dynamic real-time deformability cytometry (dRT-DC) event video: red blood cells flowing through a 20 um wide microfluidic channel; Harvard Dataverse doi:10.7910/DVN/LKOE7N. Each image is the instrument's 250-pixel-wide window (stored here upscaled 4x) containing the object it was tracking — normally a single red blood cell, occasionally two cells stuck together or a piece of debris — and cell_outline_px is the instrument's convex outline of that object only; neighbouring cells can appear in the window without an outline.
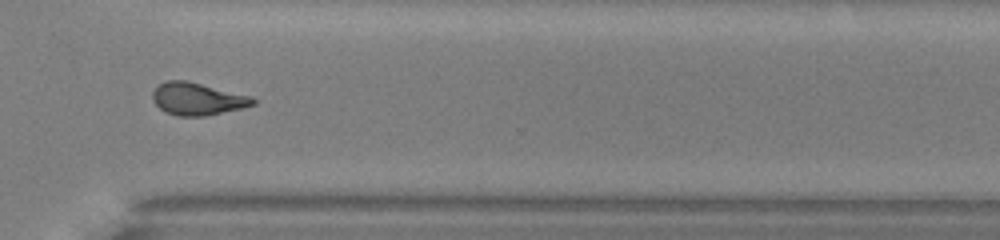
{"species": "common noctule bat (a hibernating species)", "species_latin": "Nyctalus noctula", "temperature_condition": "warm", "stored_images_in_passage": 49, "camera_frame_rate_fps": 3000, "um_per_image_px": 0.085, "animal": {"sex": "male", "body_mass_g": 13.0, "forearm_length_mm": 53.1}, "frame": {"image": 1, "passage_image": 35, "time_ms": 11.333, "image_size_px": [1000, 240], "cell_outline_px": [[256, 104], [244, 108], [204, 116], [176, 116], [164, 112], [152, 100], [152, 92], [164, 80], [188, 80], [252, 96], [256, 100]], "centroid_in_image_um": [16.79, 8.4], "position_along_channel_um": 353.8, "area_um2": 19.25}, "authors_computed_cell_mechanics": {"area_um2": 18.7272, "velocity_mm_per_s": 4.0924, "shape_relaxation_time_tau1_ms": 7.1806, "shape_relaxation_time_tau2_ms": 3.0368, "deformation_change_tau1": 0.2119, "deformation_change_tau2": 0.116}}